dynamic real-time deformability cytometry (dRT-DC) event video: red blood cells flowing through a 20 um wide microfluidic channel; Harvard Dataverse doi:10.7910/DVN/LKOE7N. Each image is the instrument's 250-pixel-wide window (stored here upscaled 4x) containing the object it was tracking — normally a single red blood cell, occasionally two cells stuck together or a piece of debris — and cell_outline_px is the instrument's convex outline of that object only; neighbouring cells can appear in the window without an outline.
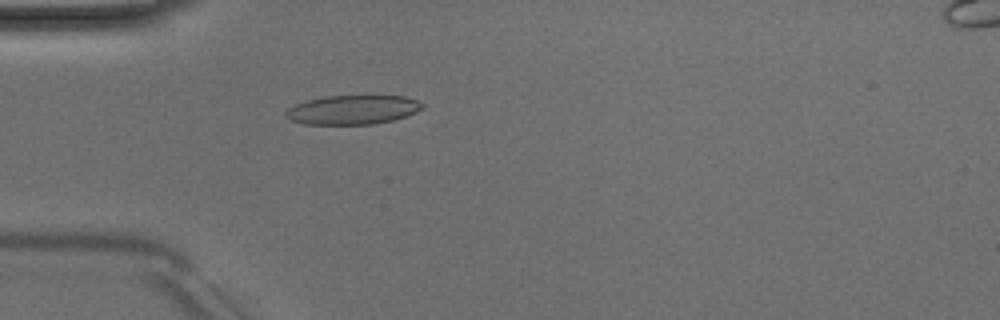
{"species": "Egyptian fruit bat (a non-hibernating species)", "species_latin": "Rousettus aegyptiacus", "temperature_condition": "room temperature", "stored_images_in_passage": 40, "camera_frame_rate_fps": 3000, "um_per_image_px": 0.085, "animal": {"sex": "male"}, "frame": {"image": 1, "passage_image": 5, "time_ms": 1.333, "image_size_px": [1000, 320], "cell_outline_px": [[424, 108], [416, 112], [392, 120], [372, 124], [304, 124], [292, 120], [284, 116], [284, 112], [288, 108], [296, 104], [308, 100], [324, 96], [404, 96], [416, 100], [424, 104]], "centroid_in_image_um": [29.96, 9.33], "position_along_channel_um": 55.0, "area_um2": 23.06}}
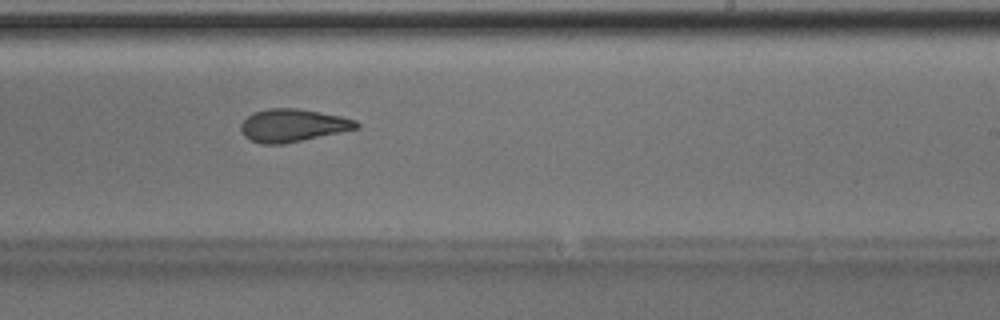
{"frame": {"image": 2, "passage_image": 21, "time_ms": 6.667, "image_size_px": [1000, 320], "cell_outline_px": [[360, 128], [280, 144], [260, 144], [248, 140], [244, 136], [240, 128], [240, 124], [252, 112], [268, 108], [300, 108], [340, 116], [356, 120], [360, 124]], "centroid_in_image_um": [24.85, 10.65], "position_along_channel_um": 264.2, "area_um2": 22.08}}
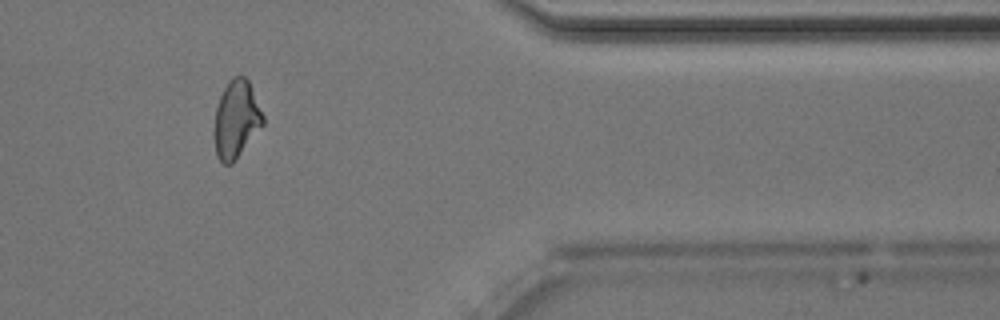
{"frame": {"image": 3, "passage_image": 32, "time_ms": 10.333, "image_size_px": [1000, 320], "cell_outline_px": [[264, 124], [232, 164], [224, 164], [216, 156], [212, 136], [216, 108], [220, 96], [228, 80], [232, 76], [244, 76], [248, 80], [264, 116]], "centroid_in_image_um": [20.05, 10.16], "position_along_channel_um": 391.4, "area_um2": 22.25}, "authors_computed_cell_mechanics": {"area_um2": 22.1663, "velocity_mm_per_s": 4.0585, "shape_relaxation_time_tau1_ms": 11.271, "shape_relaxation_time_tau2_ms": 2.3181, "deformation_change_tau1": 0.2704, "deformation_change_tau2": 0.0937}}